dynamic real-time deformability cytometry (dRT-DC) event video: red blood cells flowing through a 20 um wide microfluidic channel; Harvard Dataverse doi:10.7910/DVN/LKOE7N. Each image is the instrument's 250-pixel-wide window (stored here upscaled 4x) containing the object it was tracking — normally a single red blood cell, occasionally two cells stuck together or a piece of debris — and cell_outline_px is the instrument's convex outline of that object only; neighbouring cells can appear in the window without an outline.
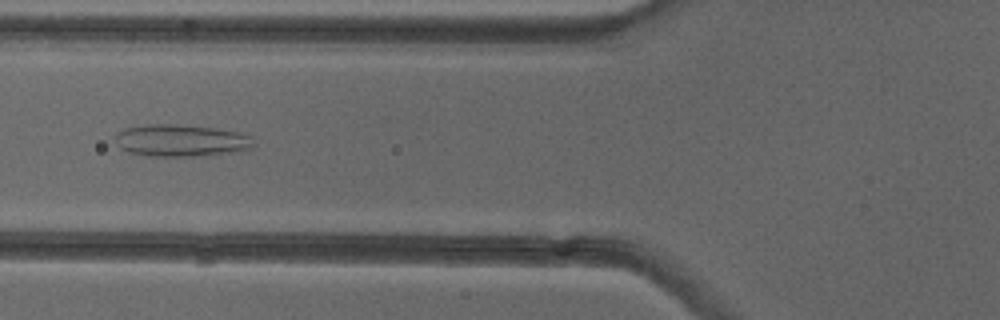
{"species": "common noctule bat (a hibernating species)", "species_latin": "Nyctalus noctula", "temperature_condition": "cold", "stored_images_in_passage": 50, "camera_frame_rate_fps": 3000, "um_per_image_px": 0.085, "animal": {"sex": "female"}, "frame": {"image": 1, "passage_image": 19, "time_ms": 6.0, "image_size_px": [1000, 320], "cell_outline_px": [[256, 144], [252, 148], [244, 152], [196, 156], [148, 156], [128, 152], [120, 148], [116, 144], [116, 132], [124, 128], [148, 124], [180, 124], [216, 128], [240, 132], [252, 136]], "centroid_in_image_um": [15.45, 11.94], "position_along_channel_um": 110.3, "area_um2": 26.53}}
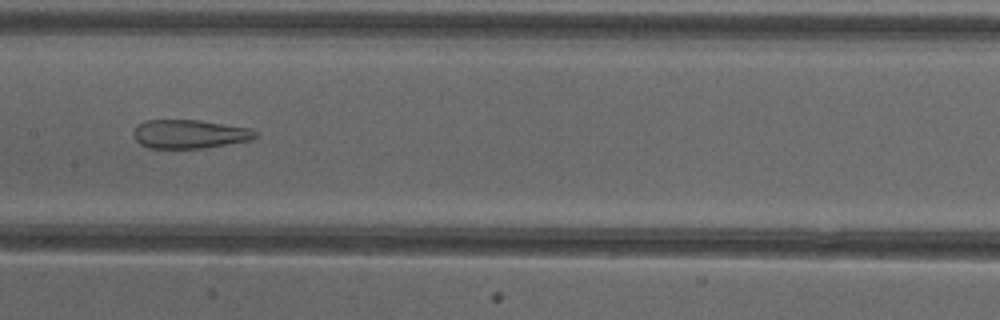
{"frame": {"image": 2, "passage_image": 25, "time_ms": 8.0, "image_size_px": [1000, 320], "cell_outline_px": [[260, 136], [252, 140], [204, 148], [148, 148], [140, 144], [136, 140], [132, 132], [144, 120], [200, 120], [252, 128], [260, 132]], "centroid_in_image_um": [16.19, 11.39], "position_along_channel_um": 191.2, "area_um2": 20.69}}
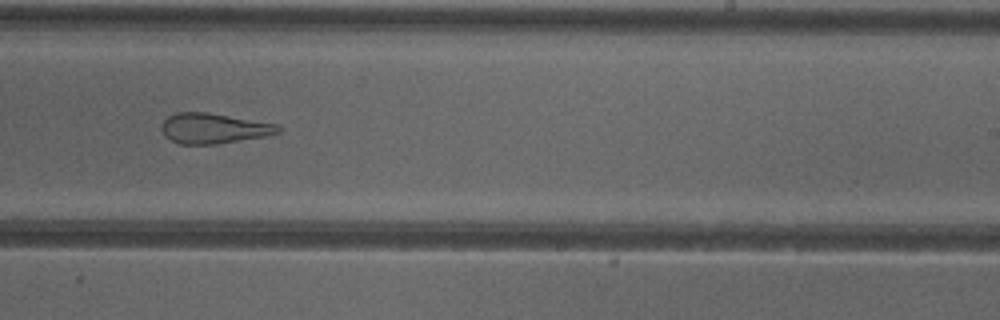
{"frame": {"image": 3, "passage_image": 31, "time_ms": 10.0, "image_size_px": [1000, 320], "cell_outline_px": [[280, 132], [264, 136], [216, 144], [180, 144], [164, 136], [160, 128], [160, 124], [168, 116], [176, 112], [208, 112], [276, 124], [280, 128]], "centroid_in_image_um": [18.09, 10.9], "position_along_channel_um": 270.9, "area_um2": 20.46}, "authors_computed_cell_mechanics": {"area_um2": 26.299, "velocity_mm_per_s": 4.0, "shape_relaxation_time_tau1_ms": null, "shape_relaxation_time_tau2_ms": 2.3213, "deformation_change_tau1": null, "deformation_change_tau2": 0.1295}}